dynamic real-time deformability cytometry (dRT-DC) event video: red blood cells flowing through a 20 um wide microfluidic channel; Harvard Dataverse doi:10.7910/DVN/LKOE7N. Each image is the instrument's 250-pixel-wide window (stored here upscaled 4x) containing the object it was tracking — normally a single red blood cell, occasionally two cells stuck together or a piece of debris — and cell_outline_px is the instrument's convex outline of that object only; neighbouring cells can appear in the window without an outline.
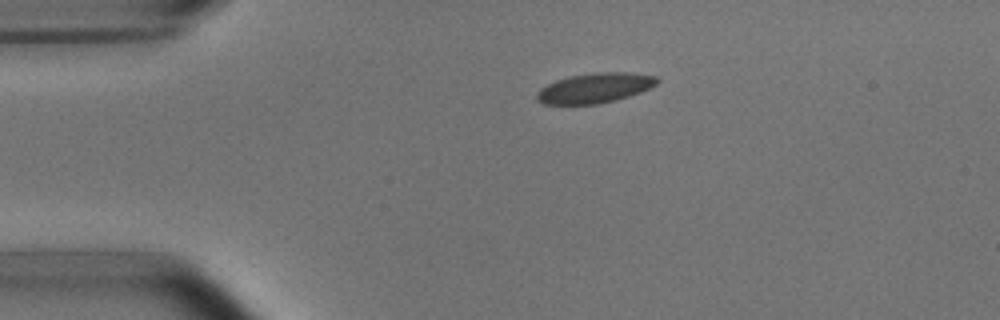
{"species": "common noctule bat (a hibernating species)", "species_latin": "Nyctalus noctula", "temperature_condition": "room temperature", "stored_images_in_passage": 2, "camera_frame_rate_fps": 3000, "um_per_image_px": 0.085, "animal": {"sex": "male", "body_mass_g": 15.6}, "frame": {"image": 1, "passage_image": 1, "time_ms": 0.0, "image_size_px": [1000, 320], "cell_outline_px": [[660, 80], [656, 84], [640, 92], [616, 100], [596, 104], [544, 104], [536, 100], [536, 92], [540, 88], [556, 80], [568, 76], [596, 72], [628, 72], [656, 76]], "centroid_in_image_um": [50.53, 7.47], "position_along_channel_um": 34.5, "area_um2": 20.98}}